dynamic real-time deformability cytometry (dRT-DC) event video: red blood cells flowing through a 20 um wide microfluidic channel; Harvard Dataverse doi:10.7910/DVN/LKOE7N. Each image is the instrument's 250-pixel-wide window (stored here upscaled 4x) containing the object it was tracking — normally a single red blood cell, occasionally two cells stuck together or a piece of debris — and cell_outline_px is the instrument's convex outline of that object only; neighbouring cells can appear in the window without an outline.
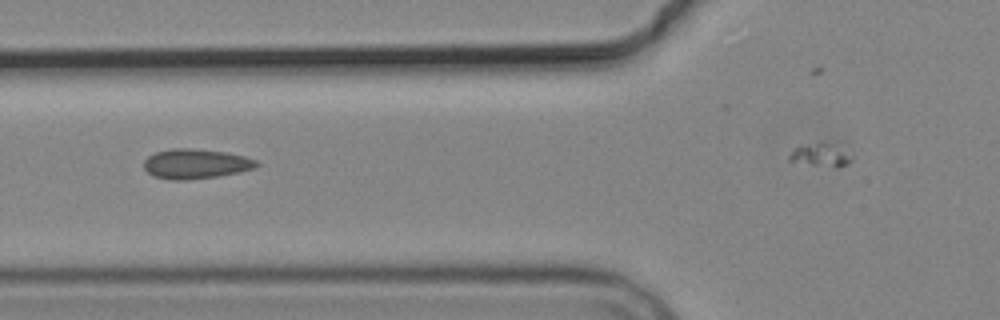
{"species": "common noctule bat (a hibernating species)", "species_latin": "Nyctalus noctula", "temperature_condition": "cold", "stored_images_in_passage": 9, "camera_frame_rate_fps": 3000, "um_per_image_px": 0.085, "animal": {"sex": "male", "body_mass_g": 19.2, "forearm_length_mm": 51.8}, "frame": {"image": 1, "passage_image": 6, "time_ms": 6.0, "image_size_px": [1000, 320], "cell_outline_px": [[260, 164], [252, 168], [240, 172], [216, 176], [180, 180], [172, 180], [152, 176], [144, 168], [144, 160], [148, 156], [156, 152], [172, 148], [192, 148], [224, 152], [244, 156], [256, 160]], "centroid_in_image_um": [16.6, 13.92], "position_along_channel_um": 109.2, "area_um2": 19.36}}
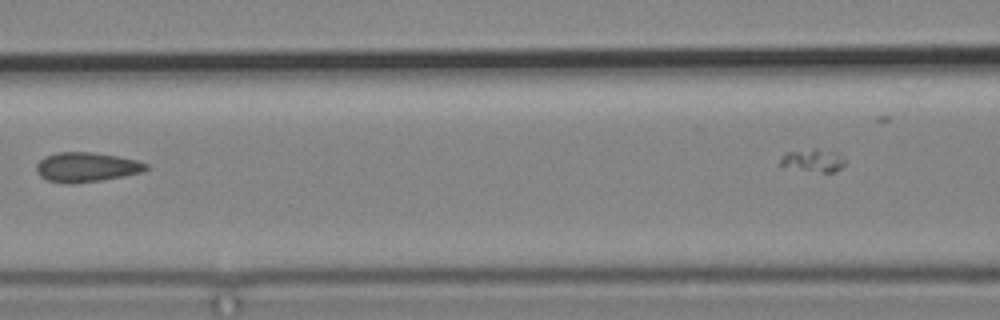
{"frame": {"image": 2, "passage_image": 7, "time_ms": 7.333, "image_size_px": [1000, 320], "cell_outline_px": [[148, 168], [140, 172], [124, 176], [100, 180], [72, 184], [68, 184], [48, 180], [40, 176], [36, 172], [36, 164], [44, 156], [56, 152], [92, 152], [116, 156], [136, 160], [148, 164]], "centroid_in_image_um": [7.3, 14.2], "position_along_channel_um": 159.3, "area_um2": 18.84}}
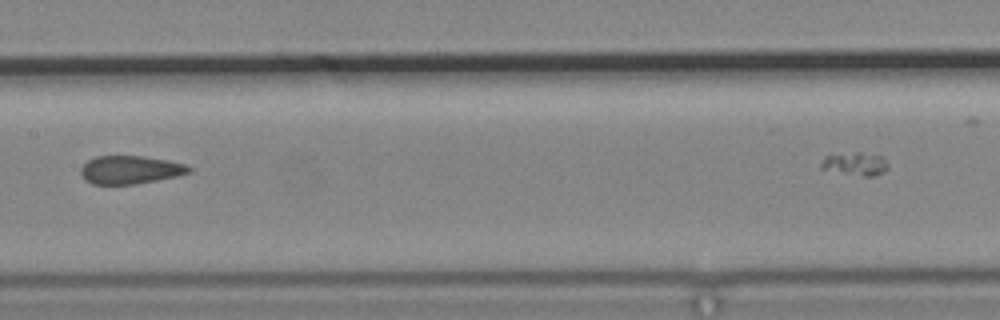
{"frame": {"image": 3, "passage_image": 8, "time_ms": 8.333, "image_size_px": [1000, 320], "cell_outline_px": [[192, 172], [176, 176], [156, 180], [132, 184], [92, 184], [84, 180], [80, 172], [80, 168], [88, 160], [96, 156], [144, 156], [168, 160], [184, 164], [192, 168]], "centroid_in_image_um": [11.05, 14.43], "position_along_channel_um": 196.3, "area_um2": 17.74}}